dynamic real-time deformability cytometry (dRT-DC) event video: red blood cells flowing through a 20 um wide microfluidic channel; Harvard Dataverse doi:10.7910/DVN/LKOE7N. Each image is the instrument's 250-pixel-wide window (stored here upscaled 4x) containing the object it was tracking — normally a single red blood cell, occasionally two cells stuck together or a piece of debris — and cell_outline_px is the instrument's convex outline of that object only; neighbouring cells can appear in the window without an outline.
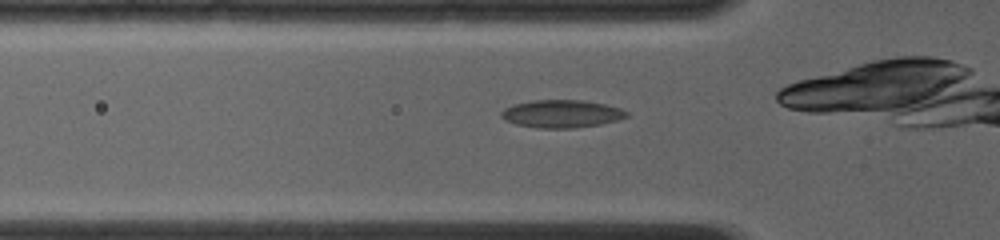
{"species": "common noctule bat (a hibernating species)", "species_latin": "Nyctalus noctula", "temperature_condition": "room temperature", "stored_images_in_passage": 48, "camera_frame_rate_fps": 4000, "um_per_image_px": 0.085, "animal": {"sex": "female", "body_mass_g": 19.0, "forearm_length_mm": 56.7}, "frame": {"image": 1, "passage_image": 7, "time_ms": 1.5, "image_size_px": [1000, 240], "cell_outline_px": [[628, 116], [616, 120], [600, 124], [576, 128], [536, 128], [516, 124], [504, 120], [500, 116], [500, 112], [504, 108], [512, 104], [532, 100], [580, 100], [604, 104], [620, 108], [628, 112]], "centroid_in_image_um": [47.68, 9.67], "position_along_channel_um": 78.1, "area_um2": 20.35}}
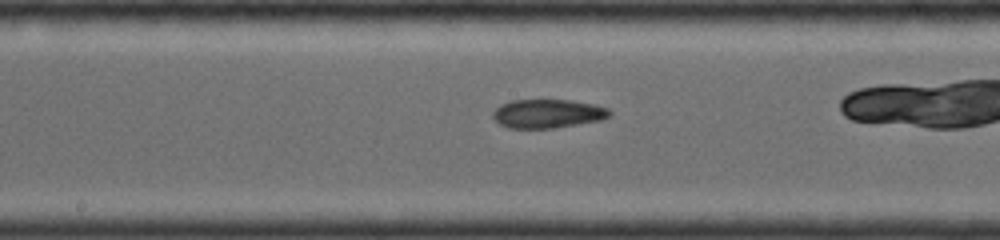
{"frame": {"image": 2, "passage_image": 19, "time_ms": 4.5, "image_size_px": [1000, 240], "cell_outline_px": [[612, 112], [608, 116], [600, 120], [552, 128], [508, 128], [500, 124], [492, 116], [492, 112], [500, 104], [512, 100], [568, 100], [592, 104], [608, 108]], "centroid_in_image_um": [46.51, 9.65], "position_along_channel_um": 201.7, "area_um2": 19.36}}
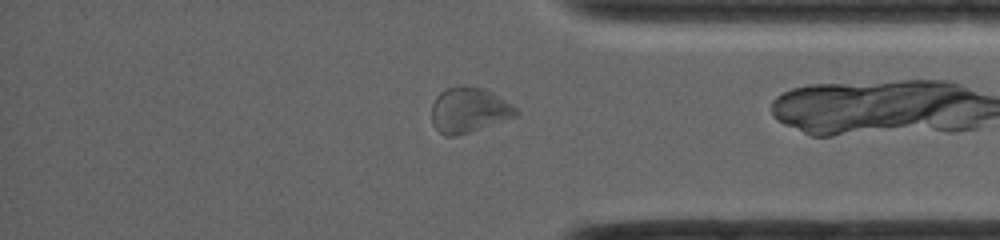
{"frame": {"image": 3, "passage_image": 38, "time_ms": 9.25, "image_size_px": [1000, 240], "cell_outline_px": [[520, 112], [516, 116], [456, 136], [444, 136], [432, 124], [432, 104], [436, 96], [440, 92], [448, 88], [460, 84], [464, 84], [484, 88], [492, 92], [516, 108]], "centroid_in_image_um": [39.82, 9.33], "position_along_channel_um": 395.4, "area_um2": 22.14}, "authors_computed_cell_mechanics": {"area_um2": 20.1144, "velocity_mm_per_s": 4.1155, "shape_relaxation_time_tau1_ms": null, "shape_relaxation_time_tau2_ms": 3.997, "deformation_change_tau1": null, "deformation_change_tau2": 0.0959}}